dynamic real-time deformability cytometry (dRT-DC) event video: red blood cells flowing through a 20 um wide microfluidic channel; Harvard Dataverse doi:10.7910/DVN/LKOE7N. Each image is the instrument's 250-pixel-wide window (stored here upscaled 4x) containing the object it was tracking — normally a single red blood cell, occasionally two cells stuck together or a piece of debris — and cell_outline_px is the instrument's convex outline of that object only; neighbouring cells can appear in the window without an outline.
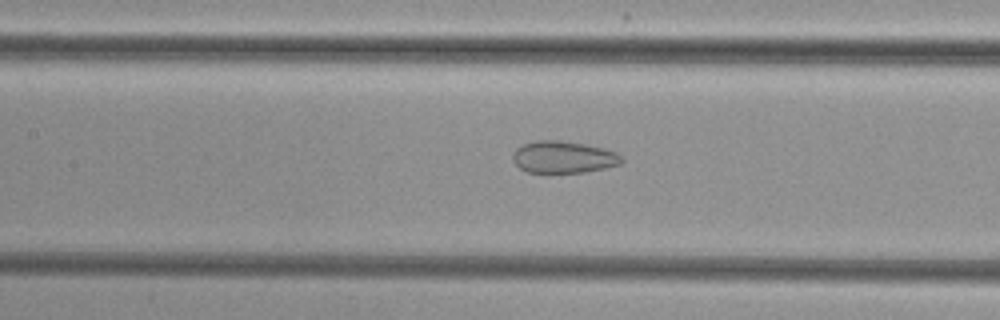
{"species": "common noctule bat (a hibernating species)", "species_latin": "Nyctalus noctula", "temperature_condition": "cold", "stored_images_in_passage": 53, "camera_frame_rate_fps": 3000, "um_per_image_px": 0.085, "animal": {"sex": "female", "body_mass_g": 29.2, "forearm_length_mm": 56.3}, "frame": {"image": 1, "passage_image": 25, "time_ms": 8.0, "image_size_px": [1000, 320], "cell_outline_px": [[624, 160], [620, 164], [604, 168], [584, 172], [528, 172], [520, 168], [512, 160], [512, 156], [516, 148], [524, 144], [536, 140], [560, 140], [584, 144], [604, 148], [616, 152]], "centroid_in_image_um": [47.88, 13.34], "position_along_channel_um": 159.5, "area_um2": 20.17}}
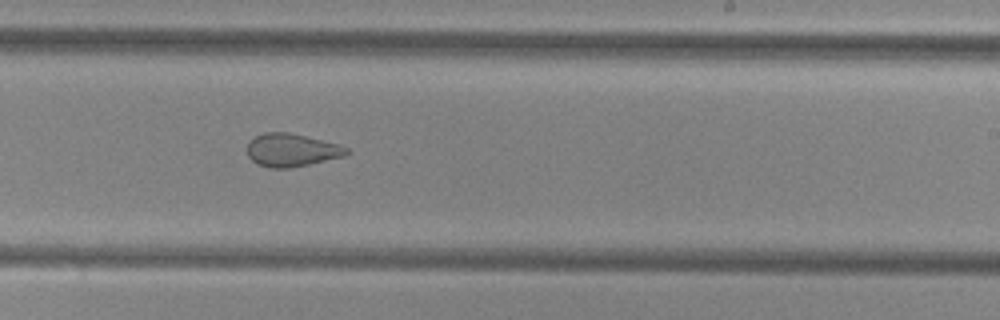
{"frame": {"image": 2, "passage_image": 33, "time_ms": 10.667, "image_size_px": [1000, 320], "cell_outline_px": [[352, 152], [344, 156], [308, 164], [288, 168], [272, 168], [256, 164], [248, 156], [248, 140], [264, 132], [288, 132], [340, 144], [348, 148]], "centroid_in_image_um": [24.79, 12.75], "position_along_channel_um": 264.2, "area_um2": 19.13}}
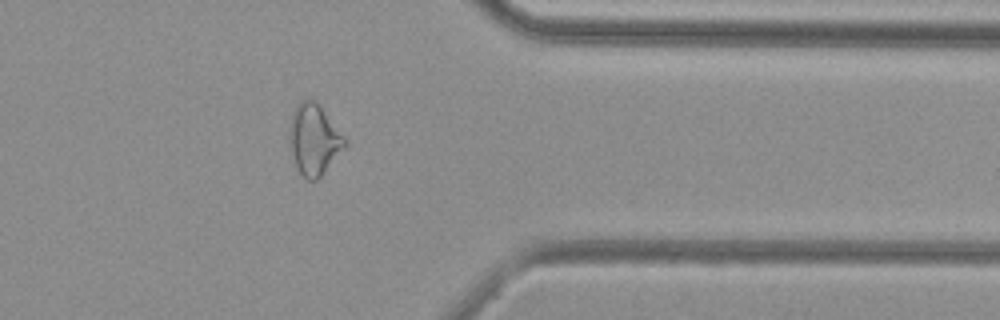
{"frame": {"image": 3, "passage_image": 43, "time_ms": 14.0, "image_size_px": [1000, 320], "cell_outline_px": [[348, 144], [320, 176], [316, 180], [308, 180], [300, 172], [296, 164], [292, 152], [288, 136], [288, 124], [292, 112], [296, 104], [300, 100], [308, 96], [316, 100], [344, 136]], "centroid_in_image_um": [26.66, 11.77], "position_along_channel_um": 384.7, "area_um2": 22.95}}